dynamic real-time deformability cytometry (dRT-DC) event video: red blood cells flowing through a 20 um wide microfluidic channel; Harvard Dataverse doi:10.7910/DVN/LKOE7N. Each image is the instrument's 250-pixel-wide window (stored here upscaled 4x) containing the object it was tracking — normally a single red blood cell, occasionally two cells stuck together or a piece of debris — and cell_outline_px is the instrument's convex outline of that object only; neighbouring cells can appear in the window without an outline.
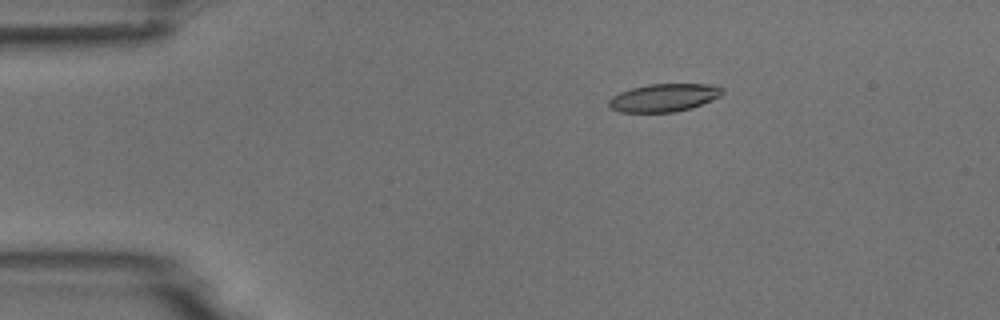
{"species": "common noctule bat (a hibernating species)", "species_latin": "Nyctalus noctula", "temperature_condition": "room temperature", "stored_images_in_passage": 5, "camera_frame_rate_fps": 3000, "um_per_image_px": 0.085, "animal": {"sex": "male", "body_mass_g": 18.8}, "frame": {"image": 1, "passage_image": 3, "time_ms": 2.333, "image_size_px": [1000, 320], "cell_outline_px": [[724, 92], [720, 96], [692, 108], [672, 112], [620, 112], [612, 108], [608, 104], [608, 100], [612, 96], [620, 92], [632, 88], [648, 84], [708, 84], [724, 88]], "centroid_in_image_um": [56.43, 8.3], "position_along_channel_um": 28.6, "area_um2": 18.38}}
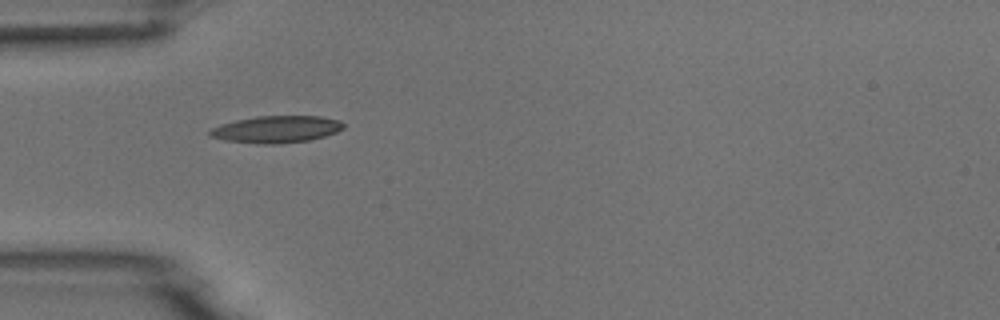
{"frame": {"image": 2, "passage_image": 5, "time_ms": 4.667, "image_size_px": [1000, 320], "cell_outline_px": [[344, 128], [336, 132], [312, 140], [280, 144], [256, 144], [224, 140], [208, 136], [208, 132], [212, 128], [220, 124], [236, 120], [256, 116], [320, 116], [340, 120], [344, 124]], "centroid_in_image_um": [23.48, 11.0], "position_along_channel_um": 61.5, "area_um2": 21.27}}